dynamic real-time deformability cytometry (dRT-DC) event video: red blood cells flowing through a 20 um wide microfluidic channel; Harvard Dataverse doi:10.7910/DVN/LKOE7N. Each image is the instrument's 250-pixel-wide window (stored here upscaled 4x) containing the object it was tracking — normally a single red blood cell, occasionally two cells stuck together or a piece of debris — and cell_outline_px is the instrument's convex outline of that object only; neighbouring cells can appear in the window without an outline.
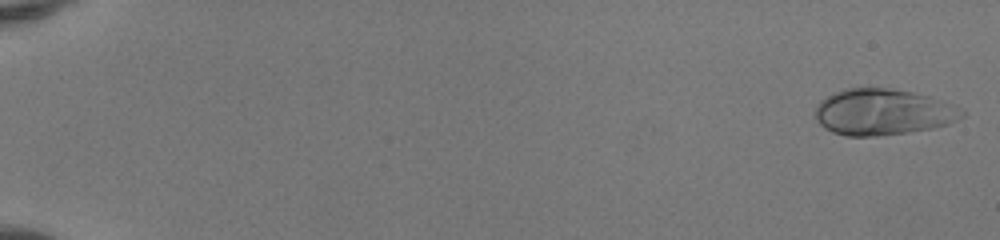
{"species": "human", "species_latin": "Homo sapiens", "temperature_condition": "room temperature", "stored_images_in_passage": 50, "camera_frame_rate_fps": 3000, "um_per_image_px": 0.085, "donor": {"sex": "female"}, "frame": {"image": 1, "passage_image": 1, "time_ms": 0.0, "image_size_px": [1000, 240], "cell_outline_px": [[964, 116], [948, 124], [932, 128], [908, 132], [876, 136], [844, 136], [832, 132], [824, 128], [816, 120], [816, 108], [820, 100], [832, 92], [848, 88], [892, 88], [912, 92], [928, 96], [940, 100], [964, 112]], "centroid_in_image_um": [74.98, 9.53], "position_along_channel_um": 10.0, "area_um2": 39.25}}
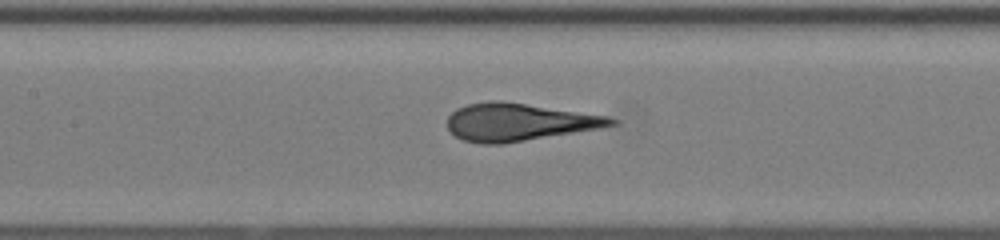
{"frame": {"image": 2, "passage_image": 26, "time_ms": 8.333, "image_size_px": [1000, 240], "cell_outline_px": [[616, 124], [600, 128], [504, 144], [480, 144], [464, 140], [456, 136], [448, 128], [448, 116], [456, 108], [468, 104], [488, 100], [500, 100], [608, 116], [616, 120]], "centroid_in_image_um": [44.06, 10.38], "position_along_channel_um": 163.3, "area_um2": 35.72}}
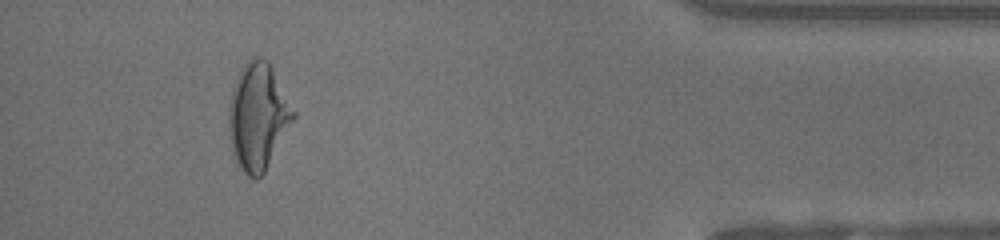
{"frame": {"image": 3, "passage_image": 47, "time_ms": 15.333, "image_size_px": [1000, 240], "cell_outline_px": [[296, 116], [264, 172], [256, 180], [248, 176], [240, 168], [232, 152], [228, 128], [228, 108], [232, 92], [236, 80], [244, 64], [252, 56], [260, 56], [268, 60], [296, 112]], "centroid_in_image_um": [21.92, 9.89], "position_along_channel_um": 413.3, "area_um2": 40.0}}